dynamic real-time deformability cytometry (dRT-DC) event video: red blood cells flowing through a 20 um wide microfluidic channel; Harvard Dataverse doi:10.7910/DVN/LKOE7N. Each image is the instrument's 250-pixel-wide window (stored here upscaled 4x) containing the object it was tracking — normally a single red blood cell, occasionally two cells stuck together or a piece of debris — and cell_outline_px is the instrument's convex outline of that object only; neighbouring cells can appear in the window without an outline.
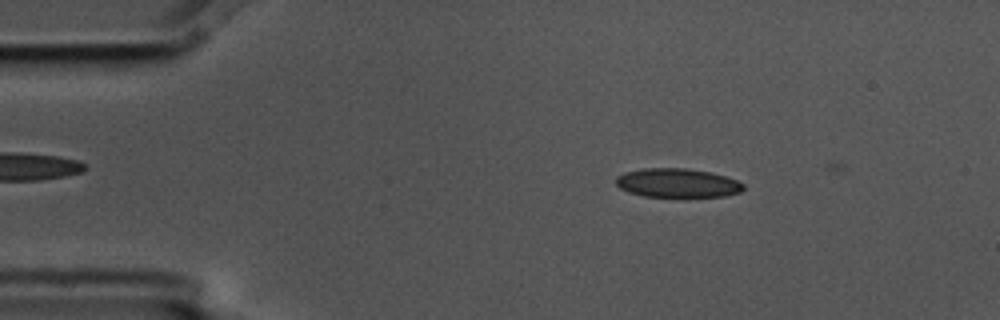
{"species": "common noctule bat (a hibernating species)", "species_latin": "Nyctalus noctula", "temperature_condition": "cold", "stored_images_in_passage": 4, "camera_frame_rate_fps": 3000, "um_per_image_px": 0.085, "animal": {"sex": "male", "body_mass_g": 17.5, "forearm_length_mm": 52.3}, "frame": {"image": 1, "passage_image": 2, "time_ms": 0.333, "image_size_px": [1000, 320], "cell_outline_px": [[744, 188], [740, 192], [724, 196], [684, 200], [644, 196], [628, 192], [620, 188], [616, 184], [616, 176], [624, 172], [644, 168], [684, 168], [712, 172], [736, 180], [744, 184]], "centroid_in_image_um": [57.59, 15.6], "position_along_channel_um": 27.4, "area_um2": 22.54}}